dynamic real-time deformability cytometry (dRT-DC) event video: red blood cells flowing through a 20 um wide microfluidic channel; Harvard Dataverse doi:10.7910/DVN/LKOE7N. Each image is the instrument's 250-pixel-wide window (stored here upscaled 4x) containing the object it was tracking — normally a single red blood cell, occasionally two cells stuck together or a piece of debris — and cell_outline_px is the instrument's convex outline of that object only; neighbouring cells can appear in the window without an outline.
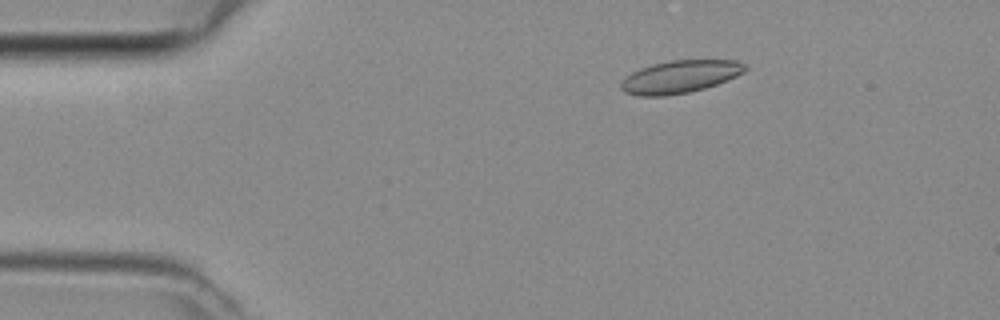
{"species": "common noctule bat (a hibernating species)", "species_latin": "Nyctalus noctula", "temperature_condition": "room temperature", "stored_images_in_passage": 47, "camera_frame_rate_fps": 3000, "um_per_image_px": 0.085, "animal": {"sex": "female", "body_mass_g": 29.2, "forearm_length_mm": 56.3}, "frame": {"image": 1, "passage_image": 8, "time_ms": 2.333, "image_size_px": [1000, 320], "cell_outline_px": [[748, 68], [744, 72], [736, 76], [716, 84], [704, 88], [688, 92], [664, 96], [636, 96], [624, 92], [620, 88], [620, 84], [632, 72], [640, 68], [652, 64], [672, 60], [736, 60], [744, 64]], "centroid_in_image_um": [57.79, 6.52], "position_along_channel_um": 27.2, "area_um2": 23.47}}
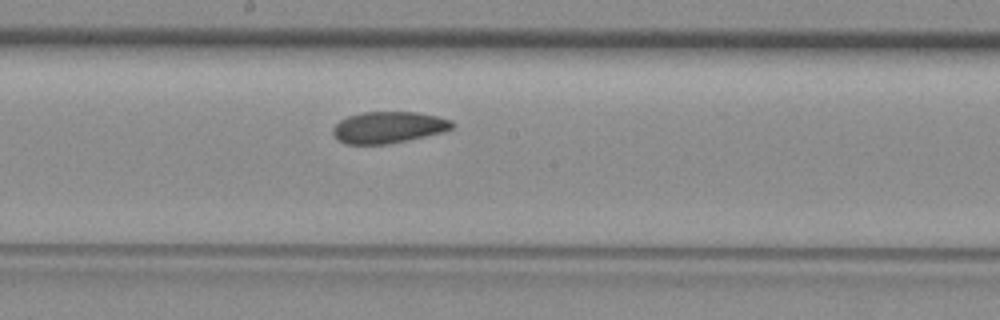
{"frame": {"image": 2, "passage_image": 25, "time_ms": 8.0, "image_size_px": [1000, 320], "cell_outline_px": [[456, 124], [452, 128], [444, 132], [408, 140], [388, 144], [344, 144], [332, 132], [332, 128], [340, 120], [348, 116], [364, 112], [416, 112], [436, 116], [452, 120]], "centroid_in_image_um": [33.04, 10.82], "position_along_channel_um": 215.2, "area_um2": 21.91}}
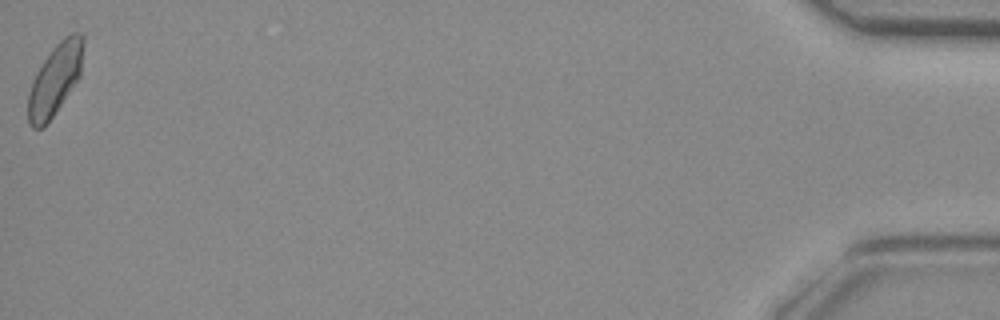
{"frame": {"image": 3, "passage_image": 47, "time_ms": 15.333, "image_size_px": [1000, 320], "cell_outline_px": [[84, 40], [80, 76], [44, 128], [32, 128], [28, 120], [28, 92], [32, 80], [36, 72], [52, 48], [64, 36], [72, 32], [80, 32], [84, 36]], "centroid_in_image_um": [4.67, 6.73], "position_along_channel_um": 430.5, "area_um2": 22.83}}